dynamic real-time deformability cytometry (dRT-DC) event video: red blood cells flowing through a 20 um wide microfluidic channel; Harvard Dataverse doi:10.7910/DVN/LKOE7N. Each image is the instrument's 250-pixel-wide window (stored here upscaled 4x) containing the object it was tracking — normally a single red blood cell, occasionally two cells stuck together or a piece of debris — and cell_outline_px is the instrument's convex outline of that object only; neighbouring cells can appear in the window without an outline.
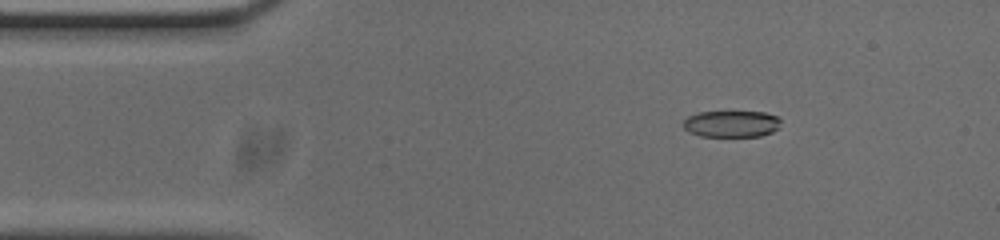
{"species": "common noctule bat (a hibernating species)", "species_latin": "Nyctalus noctula", "temperature_condition": "cold", "stored_images_in_passage": 53, "camera_frame_rate_fps": 3000, "um_per_image_px": 0.085, "animal": {"sex": "male", "body_mass_g": 20.0, "forearm_length_mm": 53.3}, "frame": {"image": 1, "passage_image": 7, "time_ms": 2.0, "image_size_px": [1000, 240], "cell_outline_px": [[780, 120], [776, 128], [772, 132], [760, 136], [700, 136], [688, 132], [680, 124], [688, 116], [700, 112], [764, 112], [776, 116]], "centroid_in_image_um": [62.1, 10.53], "position_along_channel_um": 22.9, "area_um2": 15.03}}
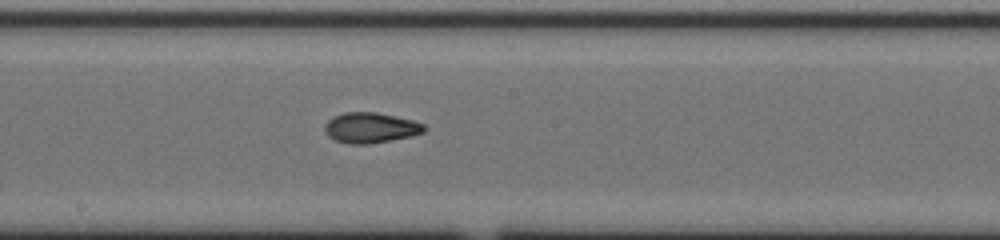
{"frame": {"image": 2, "passage_image": 27, "time_ms": 8.667, "image_size_px": [1000, 240], "cell_outline_px": [[424, 132], [412, 136], [368, 144], [348, 144], [336, 140], [328, 136], [324, 132], [324, 124], [332, 116], [344, 112], [376, 112], [412, 120], [424, 124]], "centroid_in_image_um": [31.45, 10.85], "position_along_channel_um": 216.8, "area_um2": 17.63}}
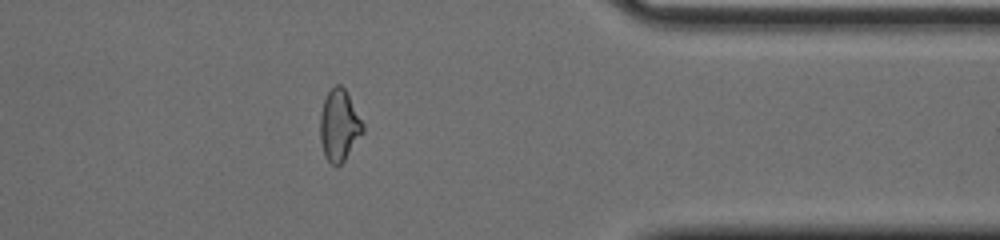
{"frame": {"image": 3, "passage_image": 42, "time_ms": 13.667, "image_size_px": [1000, 240], "cell_outline_px": [[364, 132], [344, 160], [340, 164], [332, 164], [324, 156], [320, 140], [320, 112], [324, 100], [328, 92], [336, 84], [340, 84], [344, 88], [364, 124]], "centroid_in_image_um": [28.82, 10.66], "position_along_channel_um": 382.6, "area_um2": 17.63}, "authors_computed_cell_mechanics": {"area_um2": 17.5712, "velocity_mm_per_s": 3.7423, "shape_relaxation_time_tau1_ms": null, "shape_relaxation_time_tau2_ms": 2.631, "deformation_change_tau1": null, "deformation_change_tau2": 0.084}}